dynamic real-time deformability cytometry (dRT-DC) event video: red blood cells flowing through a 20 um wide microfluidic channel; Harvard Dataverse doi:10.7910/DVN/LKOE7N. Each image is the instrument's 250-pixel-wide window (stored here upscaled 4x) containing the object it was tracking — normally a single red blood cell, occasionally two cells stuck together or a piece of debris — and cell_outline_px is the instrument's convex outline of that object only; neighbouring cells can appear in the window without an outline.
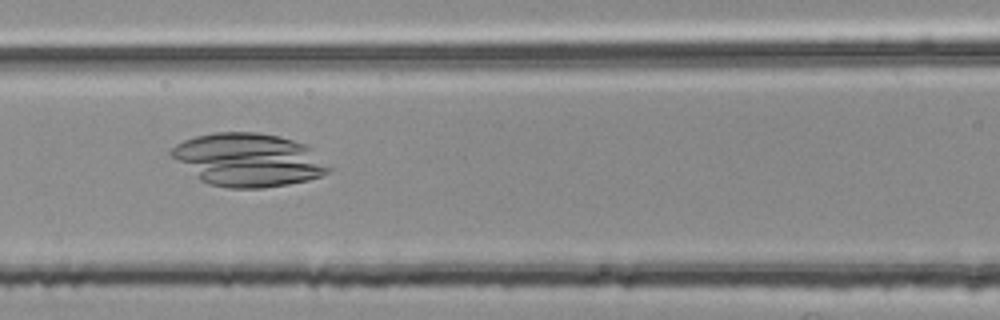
{"species": "common noctule bat (a hibernating species)", "species_latin": "Nyctalus noctula", "temperature_condition": "room temperature", "stored_images_in_passage": 50, "camera_frame_rate_fps": 3000, "um_per_image_px": 0.085, "animal": {"sex": "female", "body_mass_g": 25.1}, "frame": {"image": 1, "passage_image": 24, "time_ms": 7.667, "image_size_px": [1000, 320], "cell_outline_px": [[332, 168], [328, 172], [320, 176], [308, 180], [288, 184], [264, 188], [228, 188], [208, 184], [200, 180], [172, 156], [168, 152], [176, 144], [184, 140], [196, 136], [216, 132], [256, 132], [280, 136], [304, 144]], "centroid_in_image_um": [21.1, 13.59], "position_along_channel_um": 145.5, "area_um2": 48.38}}
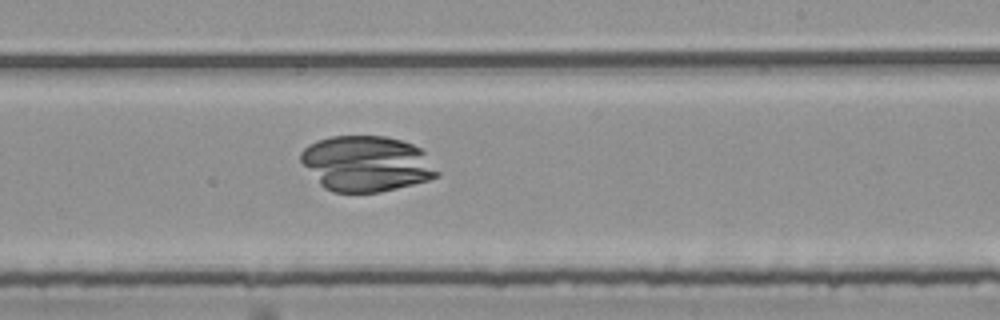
{"frame": {"image": 2, "passage_image": 33, "time_ms": 10.667, "image_size_px": [1000, 320], "cell_outline_px": [[440, 176], [428, 180], [380, 192], [332, 192], [324, 188], [320, 184], [300, 160], [300, 152], [308, 144], [316, 140], [332, 136], [384, 136], [400, 140], [412, 144], [420, 148], [424, 152], [440, 172]], "centroid_in_image_um": [31.15, 13.91], "position_along_channel_um": 257.9, "area_um2": 44.16}}
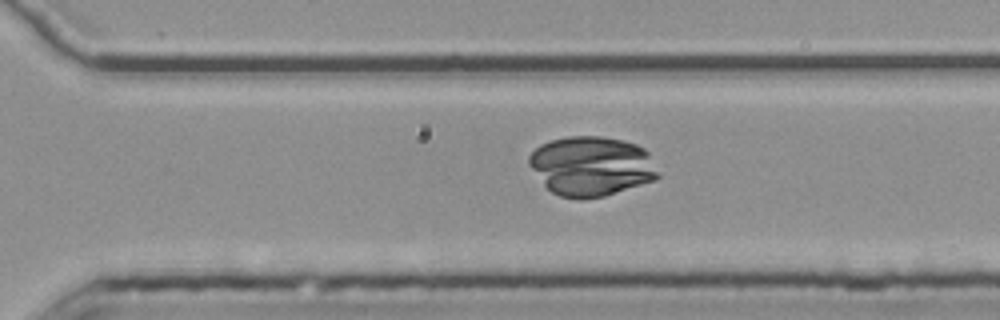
{"frame": {"image": 3, "passage_image": 38, "time_ms": 12.333, "image_size_px": [1000, 320], "cell_outline_px": [[660, 176], [656, 180], [604, 196], [580, 200], [576, 200], [560, 196], [552, 192], [544, 184], [528, 164], [528, 156], [540, 144], [552, 140], [568, 136], [600, 136], [620, 140], [636, 144], [644, 148], [648, 152]], "centroid_in_image_um": [50.27, 14.13], "position_along_channel_um": 320.3, "area_um2": 44.91}}